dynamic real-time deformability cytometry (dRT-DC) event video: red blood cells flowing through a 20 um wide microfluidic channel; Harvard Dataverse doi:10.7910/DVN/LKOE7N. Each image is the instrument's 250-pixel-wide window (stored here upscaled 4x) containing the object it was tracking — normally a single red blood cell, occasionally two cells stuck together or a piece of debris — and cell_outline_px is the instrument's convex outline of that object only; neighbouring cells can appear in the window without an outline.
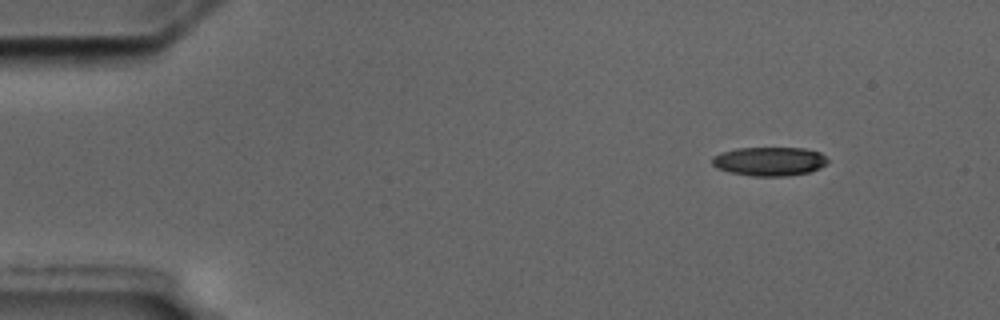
{"species": "common noctule bat (a hibernating species)", "species_latin": "Nyctalus noctula", "temperature_condition": "cold", "stored_images_in_passage": 51, "camera_frame_rate_fps": 3000, "um_per_image_px": 0.085, "animal": {"sex": "male", "body_mass_g": 17.5, "forearm_length_mm": 52.3}, "frame": {"image": 1, "passage_image": 1, "time_ms": 0.0, "image_size_px": [1000, 320], "cell_outline_px": [[828, 164], [820, 168], [808, 172], [788, 176], [752, 176], [728, 172], [716, 168], [712, 164], [712, 156], [720, 152], [736, 148], [804, 148], [820, 152], [828, 160]], "centroid_in_image_um": [65.38, 13.71], "position_along_channel_um": 19.6, "area_um2": 19.65}}
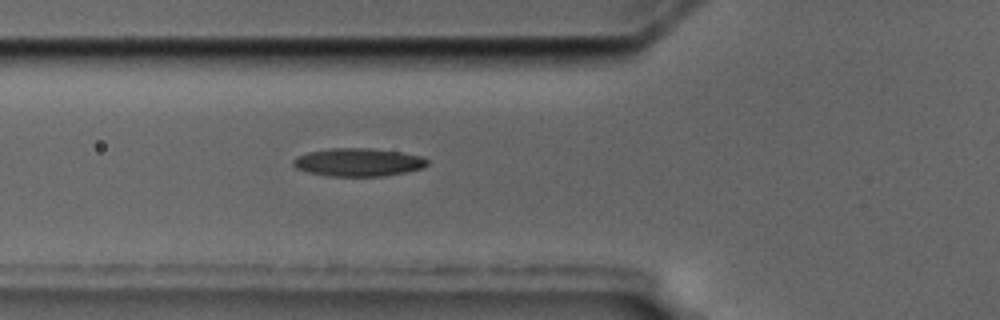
{"frame": {"image": 2, "passage_image": 15, "time_ms": 4.667, "image_size_px": [1000, 320], "cell_outline_px": [[428, 164], [424, 168], [384, 176], [328, 176], [308, 172], [296, 168], [292, 164], [292, 160], [296, 156], [308, 152], [332, 148], [368, 148], [400, 152], [424, 156], [428, 160]], "centroid_in_image_um": [30.45, 13.79], "position_along_channel_um": 95.3, "area_um2": 22.02}}
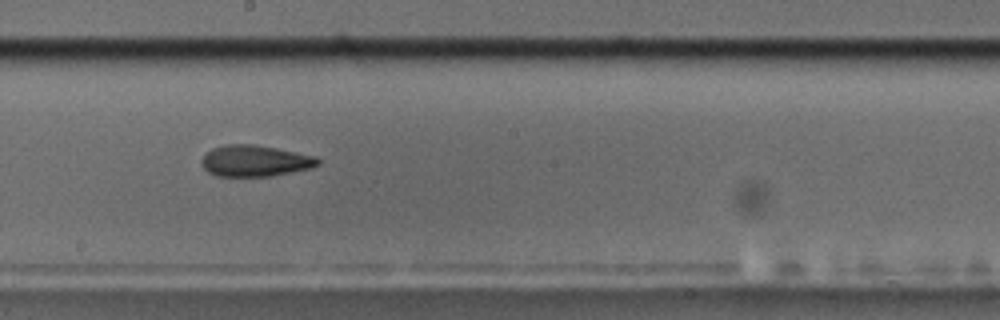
{"frame": {"image": 3, "passage_image": 26, "time_ms": 8.333, "image_size_px": [1000, 320], "cell_outline_px": [[320, 164], [312, 168], [272, 176], [216, 176], [208, 172], [200, 164], [200, 160], [212, 148], [228, 144], [256, 144], [316, 156], [320, 160]], "centroid_in_image_um": [21.68, 13.67], "position_along_channel_um": 226.5, "area_um2": 21.33}, "authors_computed_cell_mechanics": {"area_um2": 21.5016, "velocity_mm_per_s": 3.5758, "shape_relaxation_time_tau1_ms": null, "shape_relaxation_time_tau2_ms": 7.5065, "deformation_change_tau1": null, "deformation_change_tau2": 0.1818}}